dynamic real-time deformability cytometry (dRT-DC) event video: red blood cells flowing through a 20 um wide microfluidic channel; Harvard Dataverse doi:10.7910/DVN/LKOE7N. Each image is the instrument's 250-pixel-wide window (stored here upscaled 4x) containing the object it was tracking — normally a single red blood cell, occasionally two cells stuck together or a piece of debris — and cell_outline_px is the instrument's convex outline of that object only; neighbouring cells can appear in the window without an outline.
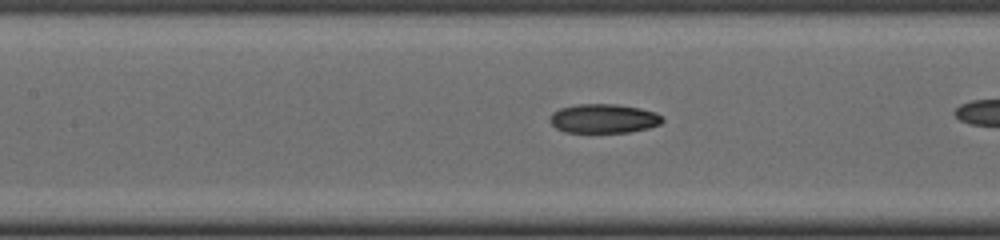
{"species": "common noctule bat (a hibernating species)", "species_latin": "Nyctalus noctula", "temperature_condition": "cold", "stored_images_in_passage": 38, "camera_frame_rate_fps": 3000, "um_per_image_px": 0.085, "animal": {"sex": "male", "body_mass_g": 19.0, "forearm_length_mm": 50.8}, "frame": {"image": 1, "passage_image": 22, "time_ms": 7.0, "image_size_px": [1000, 240], "cell_outline_px": [[664, 120], [660, 124], [648, 128], [628, 132], [564, 132], [556, 128], [548, 120], [552, 112], [560, 108], [580, 104], [616, 104], [640, 108], [656, 112]], "centroid_in_image_um": [51.29, 10.07], "position_along_channel_um": 156.1, "area_um2": 19.07}}